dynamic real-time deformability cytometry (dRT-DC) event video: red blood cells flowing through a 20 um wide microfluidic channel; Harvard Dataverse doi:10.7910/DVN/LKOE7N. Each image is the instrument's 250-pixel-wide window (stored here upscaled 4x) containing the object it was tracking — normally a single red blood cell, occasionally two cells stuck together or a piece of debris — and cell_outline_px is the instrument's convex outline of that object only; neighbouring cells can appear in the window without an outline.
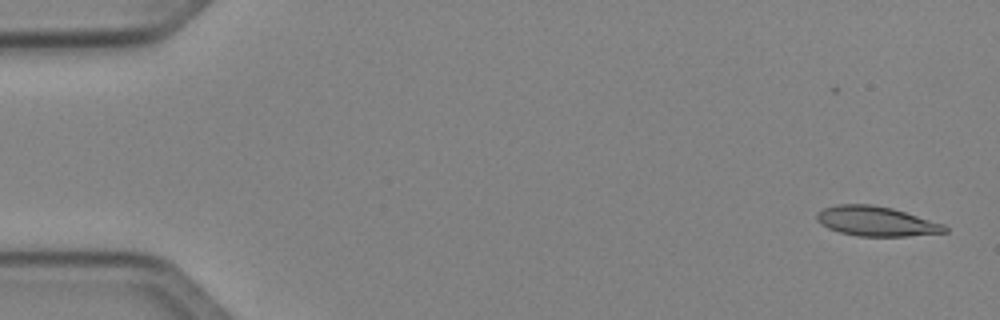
{"species": "Egyptian fruit bat (a non-hibernating species)", "species_latin": "Rousettus aegyptiacus", "temperature_condition": "cold", "stored_images_in_passage": 49, "camera_frame_rate_fps": 3000, "um_per_image_px": 0.085, "animal": {"sex": "female"}, "frame": {"image": 1, "passage_image": 1, "time_ms": 0.0, "image_size_px": [1000, 320], "cell_outline_px": [[948, 232], [908, 236], [856, 236], [840, 232], [828, 228], [820, 224], [816, 220], [816, 212], [824, 208], [836, 204], [872, 204], [892, 208], [944, 224], [948, 228]], "centroid_in_image_um": [74.45, 18.8], "position_along_channel_um": 10.5, "area_um2": 22.25}}
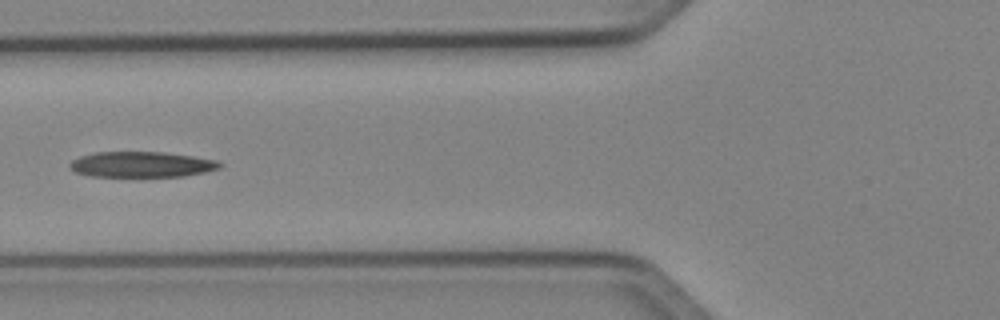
{"frame": {"image": 2, "passage_image": 19, "time_ms": 6.0, "image_size_px": [1000, 320], "cell_outline_px": [[224, 164], [220, 168], [204, 172], [184, 176], [92, 176], [76, 172], [68, 164], [72, 160], [80, 156], [96, 152], [164, 152], [192, 156], [216, 160]], "centroid_in_image_um": [12.05, 13.97], "position_along_channel_um": 113.7, "area_um2": 22.2}}
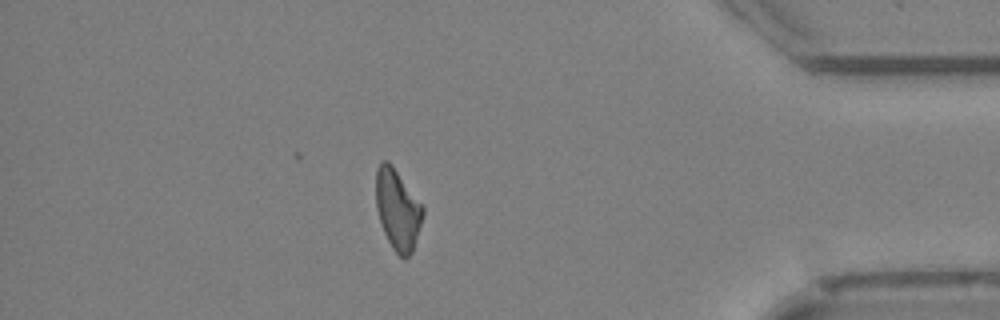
{"frame": {"image": 3, "passage_image": 43, "time_ms": 14.0, "image_size_px": [1000, 320], "cell_outline_px": [[424, 212], [412, 252], [404, 260], [392, 248], [384, 232], [376, 208], [376, 168], [380, 160], [388, 160], [392, 164], [424, 208]], "centroid_in_image_um": [33.78, 17.78], "position_along_channel_um": 401.4, "area_um2": 21.85}, "authors_computed_cell_mechanics": {"area_um2": 22.4842, "velocity_mm_per_s": 4.0536, "shape_relaxation_time_tau1_ms": null, "shape_relaxation_time_tau2_ms": 7.3697, "deformation_change_tau1": null, "deformation_change_tau2": 0.2047}}